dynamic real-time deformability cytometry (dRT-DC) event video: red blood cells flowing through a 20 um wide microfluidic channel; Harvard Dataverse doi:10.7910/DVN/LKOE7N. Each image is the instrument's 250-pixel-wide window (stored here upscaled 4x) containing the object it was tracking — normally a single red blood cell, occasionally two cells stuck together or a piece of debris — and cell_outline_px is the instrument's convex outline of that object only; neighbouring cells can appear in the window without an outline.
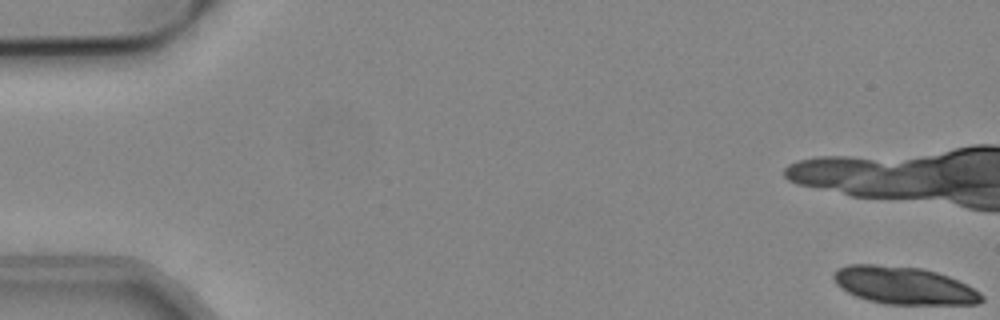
{"species": "common noctule bat (a hibernating species)", "species_latin": "Nyctalus noctula", "temperature_condition": "cold", "stored_images_in_passage": 16, "camera_frame_rate_fps": 3000, "um_per_image_px": 0.085, "animal": {"sex": "male", "body_mass_g": 19.2, "forearm_length_mm": 51.8}, "frame": {"image": 1, "passage_image": 1, "time_ms": 0.0, "image_size_px": [1000, 320], "cell_outline_px": [[984, 300], [980, 304], [884, 304], [868, 300], [856, 296], [840, 288], [836, 284], [832, 276], [836, 268], [848, 264], [872, 264], [920, 268], [936, 272], [948, 276], [980, 292], [984, 296]], "centroid_in_image_um": [76.8, 24.27], "position_along_channel_um": 8.2, "area_um2": 32.37}}